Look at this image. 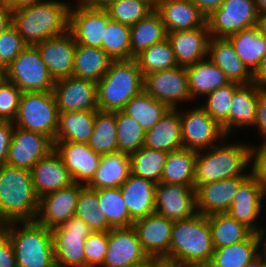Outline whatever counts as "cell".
<instances>
[{"mask_svg": "<svg viewBox=\"0 0 266 267\" xmlns=\"http://www.w3.org/2000/svg\"><path fill=\"white\" fill-rule=\"evenodd\" d=\"M221 140L213 147L197 151L194 188L237 176H251V145ZM225 141V142H222ZM248 167V168H247ZM247 172V173H246Z\"/></svg>", "mask_w": 266, "mask_h": 267, "instance_id": "1", "label": "cell"}, {"mask_svg": "<svg viewBox=\"0 0 266 267\" xmlns=\"http://www.w3.org/2000/svg\"><path fill=\"white\" fill-rule=\"evenodd\" d=\"M70 1L46 0L12 12V25L27 45L58 37L69 31Z\"/></svg>", "mask_w": 266, "mask_h": 267, "instance_id": "2", "label": "cell"}, {"mask_svg": "<svg viewBox=\"0 0 266 267\" xmlns=\"http://www.w3.org/2000/svg\"><path fill=\"white\" fill-rule=\"evenodd\" d=\"M39 207L30 170L0 166V218L10 222L35 221Z\"/></svg>", "mask_w": 266, "mask_h": 267, "instance_id": "3", "label": "cell"}, {"mask_svg": "<svg viewBox=\"0 0 266 267\" xmlns=\"http://www.w3.org/2000/svg\"><path fill=\"white\" fill-rule=\"evenodd\" d=\"M214 253L208 216L195 214L174 221L169 259L184 265L209 264Z\"/></svg>", "mask_w": 266, "mask_h": 267, "instance_id": "4", "label": "cell"}, {"mask_svg": "<svg viewBox=\"0 0 266 267\" xmlns=\"http://www.w3.org/2000/svg\"><path fill=\"white\" fill-rule=\"evenodd\" d=\"M4 231L11 240L17 267H56L51 229L24 221L7 223Z\"/></svg>", "mask_w": 266, "mask_h": 267, "instance_id": "5", "label": "cell"}, {"mask_svg": "<svg viewBox=\"0 0 266 267\" xmlns=\"http://www.w3.org/2000/svg\"><path fill=\"white\" fill-rule=\"evenodd\" d=\"M143 90L144 76L134 59L113 61L97 82L98 110H123L131 98Z\"/></svg>", "mask_w": 266, "mask_h": 267, "instance_id": "6", "label": "cell"}, {"mask_svg": "<svg viewBox=\"0 0 266 267\" xmlns=\"http://www.w3.org/2000/svg\"><path fill=\"white\" fill-rule=\"evenodd\" d=\"M59 110L53 91L23 92L13 125L37 132L55 142Z\"/></svg>", "mask_w": 266, "mask_h": 267, "instance_id": "7", "label": "cell"}, {"mask_svg": "<svg viewBox=\"0 0 266 267\" xmlns=\"http://www.w3.org/2000/svg\"><path fill=\"white\" fill-rule=\"evenodd\" d=\"M5 79L22 92L53 91L55 82L35 45H27L12 61L5 69Z\"/></svg>", "mask_w": 266, "mask_h": 267, "instance_id": "8", "label": "cell"}, {"mask_svg": "<svg viewBox=\"0 0 266 267\" xmlns=\"http://www.w3.org/2000/svg\"><path fill=\"white\" fill-rule=\"evenodd\" d=\"M56 267H86L84 245L93 232L88 224L72 216L62 225L51 229Z\"/></svg>", "mask_w": 266, "mask_h": 267, "instance_id": "9", "label": "cell"}, {"mask_svg": "<svg viewBox=\"0 0 266 267\" xmlns=\"http://www.w3.org/2000/svg\"><path fill=\"white\" fill-rule=\"evenodd\" d=\"M259 12L254 0H225L207 17L210 37L228 38L256 26Z\"/></svg>", "mask_w": 266, "mask_h": 267, "instance_id": "10", "label": "cell"}, {"mask_svg": "<svg viewBox=\"0 0 266 267\" xmlns=\"http://www.w3.org/2000/svg\"><path fill=\"white\" fill-rule=\"evenodd\" d=\"M180 121L183 148L195 151L208 149L226 137L222 127L200 104L194 109H181Z\"/></svg>", "mask_w": 266, "mask_h": 267, "instance_id": "11", "label": "cell"}, {"mask_svg": "<svg viewBox=\"0 0 266 267\" xmlns=\"http://www.w3.org/2000/svg\"><path fill=\"white\" fill-rule=\"evenodd\" d=\"M144 91L169 109H178L181 102H192L186 67L183 66L147 73L144 75Z\"/></svg>", "mask_w": 266, "mask_h": 267, "instance_id": "12", "label": "cell"}, {"mask_svg": "<svg viewBox=\"0 0 266 267\" xmlns=\"http://www.w3.org/2000/svg\"><path fill=\"white\" fill-rule=\"evenodd\" d=\"M110 20L105 9L72 4L69 13V32L76 44L101 48L105 29Z\"/></svg>", "mask_w": 266, "mask_h": 267, "instance_id": "13", "label": "cell"}, {"mask_svg": "<svg viewBox=\"0 0 266 267\" xmlns=\"http://www.w3.org/2000/svg\"><path fill=\"white\" fill-rule=\"evenodd\" d=\"M52 150H54V142L49 137L15 127L7 152L6 165L31 170Z\"/></svg>", "mask_w": 266, "mask_h": 267, "instance_id": "14", "label": "cell"}, {"mask_svg": "<svg viewBox=\"0 0 266 267\" xmlns=\"http://www.w3.org/2000/svg\"><path fill=\"white\" fill-rule=\"evenodd\" d=\"M155 213L172 221L197 214L195 188L180 184L156 183Z\"/></svg>", "mask_w": 266, "mask_h": 267, "instance_id": "15", "label": "cell"}, {"mask_svg": "<svg viewBox=\"0 0 266 267\" xmlns=\"http://www.w3.org/2000/svg\"><path fill=\"white\" fill-rule=\"evenodd\" d=\"M149 259L133 226L112 228L109 231L107 254L101 267H134Z\"/></svg>", "mask_w": 266, "mask_h": 267, "instance_id": "16", "label": "cell"}, {"mask_svg": "<svg viewBox=\"0 0 266 267\" xmlns=\"http://www.w3.org/2000/svg\"><path fill=\"white\" fill-rule=\"evenodd\" d=\"M53 93L59 112L98 110L97 83L70 76L55 80Z\"/></svg>", "mask_w": 266, "mask_h": 267, "instance_id": "17", "label": "cell"}, {"mask_svg": "<svg viewBox=\"0 0 266 267\" xmlns=\"http://www.w3.org/2000/svg\"><path fill=\"white\" fill-rule=\"evenodd\" d=\"M84 186V184L74 182L68 187L40 198L35 221L53 229L75 216L77 198Z\"/></svg>", "mask_w": 266, "mask_h": 267, "instance_id": "18", "label": "cell"}, {"mask_svg": "<svg viewBox=\"0 0 266 267\" xmlns=\"http://www.w3.org/2000/svg\"><path fill=\"white\" fill-rule=\"evenodd\" d=\"M174 221L156 213L134 221L138 239L150 258H168Z\"/></svg>", "mask_w": 266, "mask_h": 267, "instance_id": "19", "label": "cell"}, {"mask_svg": "<svg viewBox=\"0 0 266 267\" xmlns=\"http://www.w3.org/2000/svg\"><path fill=\"white\" fill-rule=\"evenodd\" d=\"M250 176H237L200 185L196 190L197 213L210 216L227 213L240 186Z\"/></svg>", "mask_w": 266, "mask_h": 267, "instance_id": "20", "label": "cell"}, {"mask_svg": "<svg viewBox=\"0 0 266 267\" xmlns=\"http://www.w3.org/2000/svg\"><path fill=\"white\" fill-rule=\"evenodd\" d=\"M35 46L54 81L72 76L76 41L69 31L58 37L43 40Z\"/></svg>", "mask_w": 266, "mask_h": 267, "instance_id": "21", "label": "cell"}, {"mask_svg": "<svg viewBox=\"0 0 266 267\" xmlns=\"http://www.w3.org/2000/svg\"><path fill=\"white\" fill-rule=\"evenodd\" d=\"M54 149L61 157L73 181L84 185L94 176L102 158L87 143L54 142Z\"/></svg>", "mask_w": 266, "mask_h": 267, "instance_id": "22", "label": "cell"}, {"mask_svg": "<svg viewBox=\"0 0 266 267\" xmlns=\"http://www.w3.org/2000/svg\"><path fill=\"white\" fill-rule=\"evenodd\" d=\"M266 196L258 181L251 175L239 188L233 198L228 214L237 222L243 223L254 233H260L258 217L264 208Z\"/></svg>", "mask_w": 266, "mask_h": 267, "instance_id": "23", "label": "cell"}, {"mask_svg": "<svg viewBox=\"0 0 266 267\" xmlns=\"http://www.w3.org/2000/svg\"><path fill=\"white\" fill-rule=\"evenodd\" d=\"M30 172L33 187L39 199L46 194L68 187L74 183L68 169L55 149L41 158L31 168Z\"/></svg>", "mask_w": 266, "mask_h": 267, "instance_id": "24", "label": "cell"}, {"mask_svg": "<svg viewBox=\"0 0 266 267\" xmlns=\"http://www.w3.org/2000/svg\"><path fill=\"white\" fill-rule=\"evenodd\" d=\"M155 11L166 32L208 27L206 16L191 0H155Z\"/></svg>", "mask_w": 266, "mask_h": 267, "instance_id": "25", "label": "cell"}, {"mask_svg": "<svg viewBox=\"0 0 266 267\" xmlns=\"http://www.w3.org/2000/svg\"><path fill=\"white\" fill-rule=\"evenodd\" d=\"M167 39L178 66L187 67L207 58L210 40L208 27L167 32Z\"/></svg>", "mask_w": 266, "mask_h": 267, "instance_id": "26", "label": "cell"}, {"mask_svg": "<svg viewBox=\"0 0 266 267\" xmlns=\"http://www.w3.org/2000/svg\"><path fill=\"white\" fill-rule=\"evenodd\" d=\"M207 58L225 73L230 82L239 84L254 82L253 73L238 57L228 38L210 37Z\"/></svg>", "mask_w": 266, "mask_h": 267, "instance_id": "27", "label": "cell"}, {"mask_svg": "<svg viewBox=\"0 0 266 267\" xmlns=\"http://www.w3.org/2000/svg\"><path fill=\"white\" fill-rule=\"evenodd\" d=\"M119 188L133 221L155 213V182L131 173Z\"/></svg>", "mask_w": 266, "mask_h": 267, "instance_id": "28", "label": "cell"}, {"mask_svg": "<svg viewBox=\"0 0 266 267\" xmlns=\"http://www.w3.org/2000/svg\"><path fill=\"white\" fill-rule=\"evenodd\" d=\"M179 109H169L153 128L146 131V148L164 152L183 148Z\"/></svg>", "mask_w": 266, "mask_h": 267, "instance_id": "29", "label": "cell"}, {"mask_svg": "<svg viewBox=\"0 0 266 267\" xmlns=\"http://www.w3.org/2000/svg\"><path fill=\"white\" fill-rule=\"evenodd\" d=\"M131 174L130 155L116 151L102 155L99 167L86 184L90 189L120 187Z\"/></svg>", "mask_w": 266, "mask_h": 267, "instance_id": "30", "label": "cell"}, {"mask_svg": "<svg viewBox=\"0 0 266 267\" xmlns=\"http://www.w3.org/2000/svg\"><path fill=\"white\" fill-rule=\"evenodd\" d=\"M192 101L204 98L219 87L230 83L225 73L209 58L186 67Z\"/></svg>", "mask_w": 266, "mask_h": 267, "instance_id": "31", "label": "cell"}, {"mask_svg": "<svg viewBox=\"0 0 266 267\" xmlns=\"http://www.w3.org/2000/svg\"><path fill=\"white\" fill-rule=\"evenodd\" d=\"M263 88L252 82L250 84H241L235 90L229 110V136L234 132L236 133V129L248 128L247 126L253 128L257 112L258 95Z\"/></svg>", "mask_w": 266, "mask_h": 267, "instance_id": "32", "label": "cell"}, {"mask_svg": "<svg viewBox=\"0 0 266 267\" xmlns=\"http://www.w3.org/2000/svg\"><path fill=\"white\" fill-rule=\"evenodd\" d=\"M96 111L59 112L55 142L87 143L94 129Z\"/></svg>", "mask_w": 266, "mask_h": 267, "instance_id": "33", "label": "cell"}, {"mask_svg": "<svg viewBox=\"0 0 266 267\" xmlns=\"http://www.w3.org/2000/svg\"><path fill=\"white\" fill-rule=\"evenodd\" d=\"M261 239L253 233L248 239L223 248L214 249L209 263L212 267H244L262 254Z\"/></svg>", "mask_w": 266, "mask_h": 267, "instance_id": "34", "label": "cell"}, {"mask_svg": "<svg viewBox=\"0 0 266 267\" xmlns=\"http://www.w3.org/2000/svg\"><path fill=\"white\" fill-rule=\"evenodd\" d=\"M113 61L102 48L76 44L72 76L97 83Z\"/></svg>", "mask_w": 266, "mask_h": 267, "instance_id": "35", "label": "cell"}, {"mask_svg": "<svg viewBox=\"0 0 266 267\" xmlns=\"http://www.w3.org/2000/svg\"><path fill=\"white\" fill-rule=\"evenodd\" d=\"M196 155L186 148L168 152L160 182L194 187Z\"/></svg>", "mask_w": 266, "mask_h": 267, "instance_id": "36", "label": "cell"}, {"mask_svg": "<svg viewBox=\"0 0 266 267\" xmlns=\"http://www.w3.org/2000/svg\"><path fill=\"white\" fill-rule=\"evenodd\" d=\"M228 39L238 57L253 73L266 53V37L254 26L230 35Z\"/></svg>", "mask_w": 266, "mask_h": 267, "instance_id": "37", "label": "cell"}, {"mask_svg": "<svg viewBox=\"0 0 266 267\" xmlns=\"http://www.w3.org/2000/svg\"><path fill=\"white\" fill-rule=\"evenodd\" d=\"M214 249L223 248L248 239L254 232L237 222L228 213L208 216Z\"/></svg>", "mask_w": 266, "mask_h": 267, "instance_id": "38", "label": "cell"}, {"mask_svg": "<svg viewBox=\"0 0 266 267\" xmlns=\"http://www.w3.org/2000/svg\"><path fill=\"white\" fill-rule=\"evenodd\" d=\"M87 145L101 156L118 151L116 111H96L94 129Z\"/></svg>", "mask_w": 266, "mask_h": 267, "instance_id": "39", "label": "cell"}, {"mask_svg": "<svg viewBox=\"0 0 266 267\" xmlns=\"http://www.w3.org/2000/svg\"><path fill=\"white\" fill-rule=\"evenodd\" d=\"M167 38L160 15L154 10L146 18L131 26L130 44L132 59L143 49Z\"/></svg>", "mask_w": 266, "mask_h": 267, "instance_id": "40", "label": "cell"}, {"mask_svg": "<svg viewBox=\"0 0 266 267\" xmlns=\"http://www.w3.org/2000/svg\"><path fill=\"white\" fill-rule=\"evenodd\" d=\"M169 108L162 102L144 90L137 96L132 97L123 111L135 119L146 132L153 128L156 123L168 112Z\"/></svg>", "mask_w": 266, "mask_h": 267, "instance_id": "41", "label": "cell"}, {"mask_svg": "<svg viewBox=\"0 0 266 267\" xmlns=\"http://www.w3.org/2000/svg\"><path fill=\"white\" fill-rule=\"evenodd\" d=\"M95 191L99 209L112 228L133 226L134 221L130 217L119 187L96 189Z\"/></svg>", "mask_w": 266, "mask_h": 267, "instance_id": "42", "label": "cell"}, {"mask_svg": "<svg viewBox=\"0 0 266 267\" xmlns=\"http://www.w3.org/2000/svg\"><path fill=\"white\" fill-rule=\"evenodd\" d=\"M134 60L143 76L147 73L168 70L178 66L174 51L167 38L143 49L135 55Z\"/></svg>", "mask_w": 266, "mask_h": 267, "instance_id": "43", "label": "cell"}, {"mask_svg": "<svg viewBox=\"0 0 266 267\" xmlns=\"http://www.w3.org/2000/svg\"><path fill=\"white\" fill-rule=\"evenodd\" d=\"M241 84L230 82L219 87L205 96V101L200 106L222 127L223 132L229 137V110L232 105L233 94Z\"/></svg>", "mask_w": 266, "mask_h": 267, "instance_id": "44", "label": "cell"}, {"mask_svg": "<svg viewBox=\"0 0 266 267\" xmlns=\"http://www.w3.org/2000/svg\"><path fill=\"white\" fill-rule=\"evenodd\" d=\"M168 152L153 150L142 146L130 154L131 173L159 183Z\"/></svg>", "mask_w": 266, "mask_h": 267, "instance_id": "45", "label": "cell"}, {"mask_svg": "<svg viewBox=\"0 0 266 267\" xmlns=\"http://www.w3.org/2000/svg\"><path fill=\"white\" fill-rule=\"evenodd\" d=\"M105 10L110 19L131 27L155 10V0H114Z\"/></svg>", "mask_w": 266, "mask_h": 267, "instance_id": "46", "label": "cell"}, {"mask_svg": "<svg viewBox=\"0 0 266 267\" xmlns=\"http://www.w3.org/2000/svg\"><path fill=\"white\" fill-rule=\"evenodd\" d=\"M131 27L110 20L102 39V49L114 60H131L130 44Z\"/></svg>", "mask_w": 266, "mask_h": 267, "instance_id": "47", "label": "cell"}, {"mask_svg": "<svg viewBox=\"0 0 266 267\" xmlns=\"http://www.w3.org/2000/svg\"><path fill=\"white\" fill-rule=\"evenodd\" d=\"M75 216L85 221L92 231L109 232L112 229L99 209L97 192L86 185L78 195Z\"/></svg>", "mask_w": 266, "mask_h": 267, "instance_id": "48", "label": "cell"}, {"mask_svg": "<svg viewBox=\"0 0 266 267\" xmlns=\"http://www.w3.org/2000/svg\"><path fill=\"white\" fill-rule=\"evenodd\" d=\"M118 151L131 154L145 143L146 132L123 110L116 111Z\"/></svg>", "mask_w": 266, "mask_h": 267, "instance_id": "49", "label": "cell"}, {"mask_svg": "<svg viewBox=\"0 0 266 267\" xmlns=\"http://www.w3.org/2000/svg\"><path fill=\"white\" fill-rule=\"evenodd\" d=\"M26 46L16 28L9 26L0 33V66L5 70Z\"/></svg>", "mask_w": 266, "mask_h": 267, "instance_id": "50", "label": "cell"}, {"mask_svg": "<svg viewBox=\"0 0 266 267\" xmlns=\"http://www.w3.org/2000/svg\"><path fill=\"white\" fill-rule=\"evenodd\" d=\"M109 232L93 231L85 240L86 267H101L105 261Z\"/></svg>", "mask_w": 266, "mask_h": 267, "instance_id": "51", "label": "cell"}, {"mask_svg": "<svg viewBox=\"0 0 266 267\" xmlns=\"http://www.w3.org/2000/svg\"><path fill=\"white\" fill-rule=\"evenodd\" d=\"M22 91L8 80L0 83V120L13 122L16 118Z\"/></svg>", "mask_w": 266, "mask_h": 267, "instance_id": "52", "label": "cell"}, {"mask_svg": "<svg viewBox=\"0 0 266 267\" xmlns=\"http://www.w3.org/2000/svg\"><path fill=\"white\" fill-rule=\"evenodd\" d=\"M250 166L252 176L258 181L266 196V141L259 145H251Z\"/></svg>", "mask_w": 266, "mask_h": 267, "instance_id": "53", "label": "cell"}, {"mask_svg": "<svg viewBox=\"0 0 266 267\" xmlns=\"http://www.w3.org/2000/svg\"><path fill=\"white\" fill-rule=\"evenodd\" d=\"M257 127V132L262 138V142L266 141V87H264L258 95L257 112L253 128Z\"/></svg>", "mask_w": 266, "mask_h": 267, "instance_id": "54", "label": "cell"}, {"mask_svg": "<svg viewBox=\"0 0 266 267\" xmlns=\"http://www.w3.org/2000/svg\"><path fill=\"white\" fill-rule=\"evenodd\" d=\"M15 126L13 122L0 121V166L6 164L8 148Z\"/></svg>", "mask_w": 266, "mask_h": 267, "instance_id": "55", "label": "cell"}, {"mask_svg": "<svg viewBox=\"0 0 266 267\" xmlns=\"http://www.w3.org/2000/svg\"><path fill=\"white\" fill-rule=\"evenodd\" d=\"M0 267H17L12 243L5 231L0 234Z\"/></svg>", "mask_w": 266, "mask_h": 267, "instance_id": "56", "label": "cell"}, {"mask_svg": "<svg viewBox=\"0 0 266 267\" xmlns=\"http://www.w3.org/2000/svg\"><path fill=\"white\" fill-rule=\"evenodd\" d=\"M193 4L206 16L211 15L225 0H191Z\"/></svg>", "mask_w": 266, "mask_h": 267, "instance_id": "57", "label": "cell"}, {"mask_svg": "<svg viewBox=\"0 0 266 267\" xmlns=\"http://www.w3.org/2000/svg\"><path fill=\"white\" fill-rule=\"evenodd\" d=\"M253 81L258 86L266 87V53L262 57L259 66L253 72Z\"/></svg>", "mask_w": 266, "mask_h": 267, "instance_id": "58", "label": "cell"}, {"mask_svg": "<svg viewBox=\"0 0 266 267\" xmlns=\"http://www.w3.org/2000/svg\"><path fill=\"white\" fill-rule=\"evenodd\" d=\"M46 0H7L8 8L13 12L17 9L32 6Z\"/></svg>", "mask_w": 266, "mask_h": 267, "instance_id": "59", "label": "cell"}, {"mask_svg": "<svg viewBox=\"0 0 266 267\" xmlns=\"http://www.w3.org/2000/svg\"><path fill=\"white\" fill-rule=\"evenodd\" d=\"M114 0H77L75 3L83 5L88 8L105 9Z\"/></svg>", "mask_w": 266, "mask_h": 267, "instance_id": "60", "label": "cell"}, {"mask_svg": "<svg viewBox=\"0 0 266 267\" xmlns=\"http://www.w3.org/2000/svg\"><path fill=\"white\" fill-rule=\"evenodd\" d=\"M12 25V11L7 8L0 10V33Z\"/></svg>", "mask_w": 266, "mask_h": 267, "instance_id": "61", "label": "cell"}, {"mask_svg": "<svg viewBox=\"0 0 266 267\" xmlns=\"http://www.w3.org/2000/svg\"><path fill=\"white\" fill-rule=\"evenodd\" d=\"M153 267H188L178 261L168 258H153Z\"/></svg>", "mask_w": 266, "mask_h": 267, "instance_id": "62", "label": "cell"}, {"mask_svg": "<svg viewBox=\"0 0 266 267\" xmlns=\"http://www.w3.org/2000/svg\"><path fill=\"white\" fill-rule=\"evenodd\" d=\"M256 27L259 33L266 37V12H262L258 14Z\"/></svg>", "mask_w": 266, "mask_h": 267, "instance_id": "63", "label": "cell"}, {"mask_svg": "<svg viewBox=\"0 0 266 267\" xmlns=\"http://www.w3.org/2000/svg\"><path fill=\"white\" fill-rule=\"evenodd\" d=\"M266 265V256L262 253L252 263L245 265L244 267H264Z\"/></svg>", "mask_w": 266, "mask_h": 267, "instance_id": "64", "label": "cell"}, {"mask_svg": "<svg viewBox=\"0 0 266 267\" xmlns=\"http://www.w3.org/2000/svg\"><path fill=\"white\" fill-rule=\"evenodd\" d=\"M259 235H260V239H261V246L264 247V248H262V253L266 256V238H265L266 237V229H265V226L261 228Z\"/></svg>", "mask_w": 266, "mask_h": 267, "instance_id": "65", "label": "cell"}, {"mask_svg": "<svg viewBox=\"0 0 266 267\" xmlns=\"http://www.w3.org/2000/svg\"><path fill=\"white\" fill-rule=\"evenodd\" d=\"M259 13L266 12V0H254Z\"/></svg>", "mask_w": 266, "mask_h": 267, "instance_id": "66", "label": "cell"}, {"mask_svg": "<svg viewBox=\"0 0 266 267\" xmlns=\"http://www.w3.org/2000/svg\"><path fill=\"white\" fill-rule=\"evenodd\" d=\"M134 267H153V258L149 259L147 262L144 264L134 266Z\"/></svg>", "mask_w": 266, "mask_h": 267, "instance_id": "67", "label": "cell"}, {"mask_svg": "<svg viewBox=\"0 0 266 267\" xmlns=\"http://www.w3.org/2000/svg\"><path fill=\"white\" fill-rule=\"evenodd\" d=\"M7 8H8L7 0H0V10Z\"/></svg>", "mask_w": 266, "mask_h": 267, "instance_id": "68", "label": "cell"}, {"mask_svg": "<svg viewBox=\"0 0 266 267\" xmlns=\"http://www.w3.org/2000/svg\"><path fill=\"white\" fill-rule=\"evenodd\" d=\"M5 80V70L0 66V83Z\"/></svg>", "mask_w": 266, "mask_h": 267, "instance_id": "69", "label": "cell"}, {"mask_svg": "<svg viewBox=\"0 0 266 267\" xmlns=\"http://www.w3.org/2000/svg\"><path fill=\"white\" fill-rule=\"evenodd\" d=\"M6 223L0 218V234L4 232Z\"/></svg>", "mask_w": 266, "mask_h": 267, "instance_id": "70", "label": "cell"}, {"mask_svg": "<svg viewBox=\"0 0 266 267\" xmlns=\"http://www.w3.org/2000/svg\"><path fill=\"white\" fill-rule=\"evenodd\" d=\"M188 267H212L210 264H194Z\"/></svg>", "mask_w": 266, "mask_h": 267, "instance_id": "71", "label": "cell"}]
</instances>
